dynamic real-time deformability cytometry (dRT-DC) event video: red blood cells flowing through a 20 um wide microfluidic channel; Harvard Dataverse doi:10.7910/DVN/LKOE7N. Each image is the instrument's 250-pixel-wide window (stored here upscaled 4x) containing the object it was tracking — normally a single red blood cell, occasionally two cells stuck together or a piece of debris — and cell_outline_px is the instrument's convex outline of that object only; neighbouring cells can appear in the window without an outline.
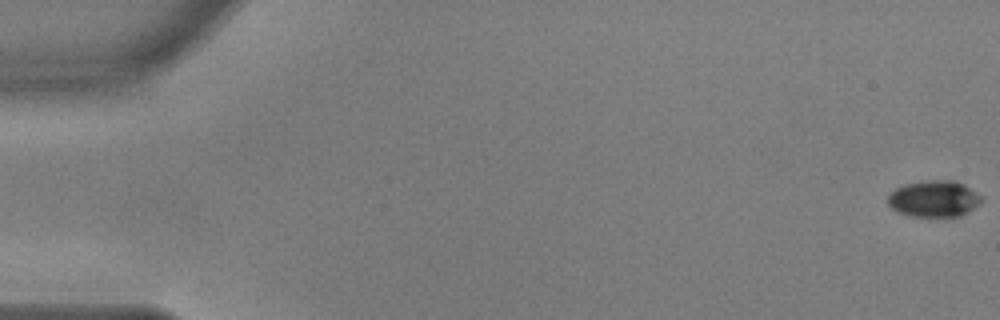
{"species": "common noctule bat (a hibernating species)", "species_latin": "Nyctalus noctula", "temperature_condition": "warm", "stored_images_in_passage": 57, "camera_frame_rate_fps": 3000, "um_per_image_px": 0.085, "animal": {"sex": "male", "body_mass_g": 17.9, "forearm_length_mm": 54.2}, "frame": {"image": 1, "passage_image": 1, "time_ms": 0.0, "image_size_px": [1000, 320], "cell_outline_px": [[984, 200], [980, 204], [968, 212], [960, 216], [908, 216], [896, 212], [888, 204], [888, 196], [896, 188], [908, 184], [924, 180], [956, 180], [964, 184], [976, 192]], "centroid_in_image_um": [79.41, 16.89], "position_along_channel_um": 5.6, "area_um2": 19.94}}
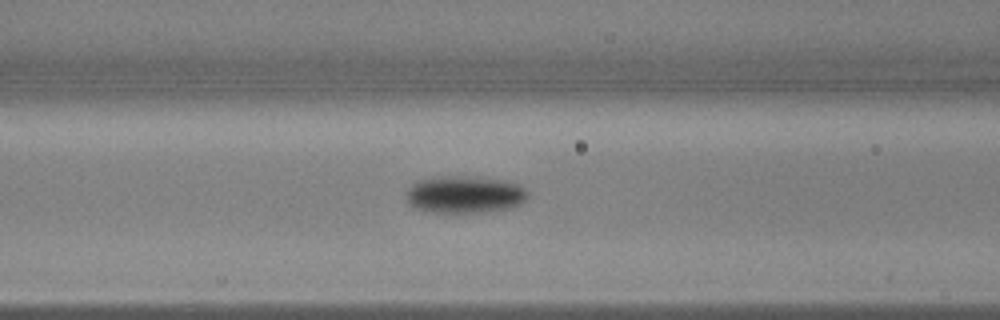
{"frame": {"image": 2, "passage_image": 24, "time_ms": 7.667, "image_size_px": [1000, 320], "cell_outline_px": [[528, 196], [524, 200], [508, 208], [480, 212], [428, 212], [416, 208], [408, 200], [404, 192], [412, 184], [420, 180], [448, 176], [472, 176], [504, 180], [520, 184], [528, 192]], "centroid_in_image_um": [39.49, 16.52], "position_along_channel_um": 127.1, "area_um2": 26.13}}
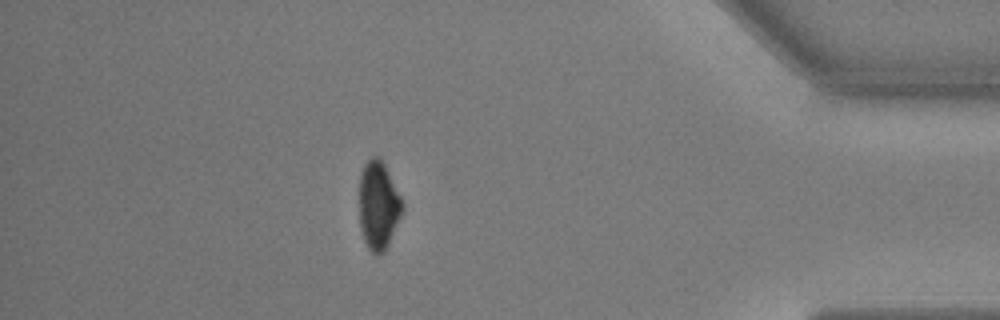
{"frame": {"image": 3, "passage_image": 50, "time_ms": 16.333, "image_size_px": [1000, 320], "cell_outline_px": [[404, 208], [388, 244], [384, 252], [376, 256], [368, 248], [364, 240], [360, 228], [360, 172], [364, 164], [372, 156], [380, 156], [404, 204]], "centroid_in_image_um": [32.15, 17.45], "position_along_channel_um": 403.0, "area_um2": 22.02}, "authors_computed_cell_mechanics": {"area_um2": 23.0622, "velocity_mm_per_s": 3.6507, "shape_relaxation_time_tau1_ms": 4.1026, "shape_relaxation_time_tau2_ms": 9.5819, "deformation_change_tau1": 0.1436, "deformation_change_tau2": 0.0793}}